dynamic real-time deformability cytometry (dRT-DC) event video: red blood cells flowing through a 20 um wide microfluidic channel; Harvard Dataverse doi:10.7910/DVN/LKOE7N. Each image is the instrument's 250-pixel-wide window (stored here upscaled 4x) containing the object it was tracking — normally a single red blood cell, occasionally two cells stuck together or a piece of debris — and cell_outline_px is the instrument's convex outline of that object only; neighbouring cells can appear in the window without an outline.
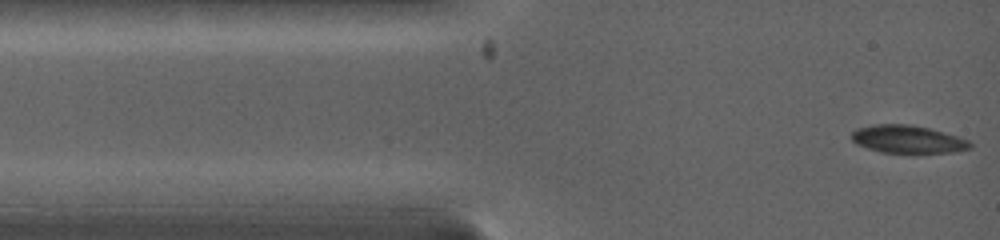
{"species": "common noctule bat (a hibernating species)", "species_latin": "Nyctalus noctula", "temperature_condition": "warm", "stored_images_in_passage": 10, "camera_frame_rate_fps": 5000, "um_per_image_px": 0.085, "animal": {"sex": "female", "body_mass_g": 19.0, "forearm_length_mm": 53.3}, "frame": {"image": 1, "passage_image": 1, "time_ms": 0.0, "image_size_px": [1000, 240], "cell_outline_px": [[972, 148], [952, 152], [880, 152], [856, 144], [852, 140], [852, 132], [856, 128], [872, 124], [908, 124], [928, 128], [956, 136], [968, 140], [972, 144]], "centroid_in_image_um": [77.12, 11.82], "position_along_channel_um": 7.9, "area_um2": 18.96}}
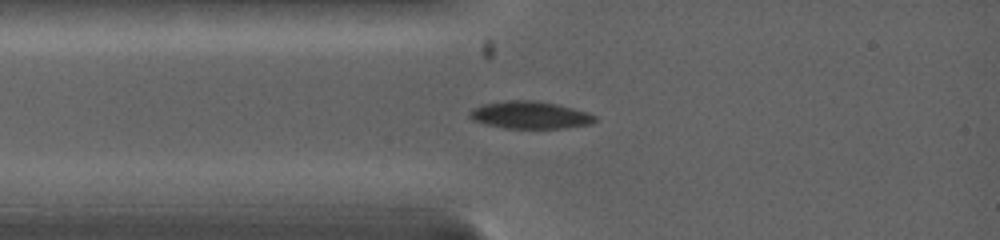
{"frame": {"image": 2, "passage_image": 6, "time_ms": 2.0, "image_size_px": [1000, 240], "cell_outline_px": [[596, 120], [588, 124], [564, 128], [504, 128], [472, 120], [468, 116], [468, 112], [472, 108], [484, 104], [504, 100], [536, 100], [556, 104], [588, 112], [596, 116]], "centroid_in_image_um": [45.01, 9.77], "position_along_channel_um": 40.0, "area_um2": 19.94}}
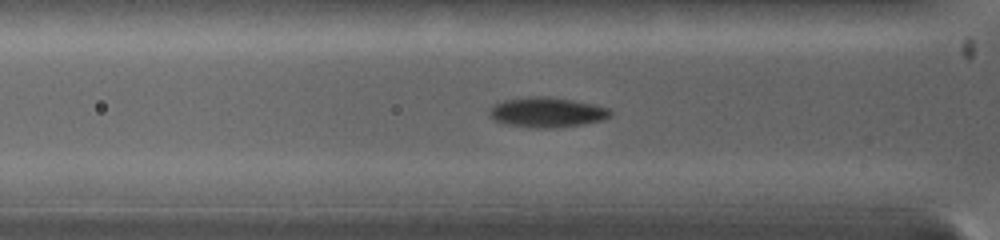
{"frame": {"image": 3, "passage_image": 9, "time_ms": 3.0, "image_size_px": [1000, 240], "cell_outline_px": [[612, 116], [600, 120], [580, 124], [552, 128], [536, 128], [508, 124], [496, 120], [488, 116], [488, 112], [496, 104], [504, 100], [528, 96], [544, 96], [572, 100], [592, 104], [608, 108], [612, 112]], "centroid_in_image_um": [46.48, 9.54], "position_along_channel_um": 79.3, "area_um2": 20.81}}